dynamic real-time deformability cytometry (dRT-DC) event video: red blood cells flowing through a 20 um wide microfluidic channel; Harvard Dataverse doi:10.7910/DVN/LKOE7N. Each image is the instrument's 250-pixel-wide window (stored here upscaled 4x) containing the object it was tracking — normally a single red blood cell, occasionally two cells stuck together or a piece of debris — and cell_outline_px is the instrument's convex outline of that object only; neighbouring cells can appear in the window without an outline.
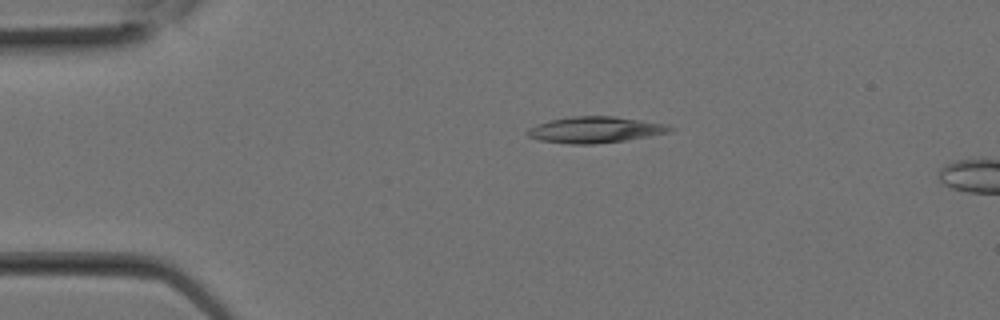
{"species": "Egyptian fruit bat (a non-hibernating species)", "species_latin": "Rousettus aegyptiacus", "temperature_condition": "room temperature", "stored_images_in_passage": 8, "camera_frame_rate_fps": 3000, "um_per_image_px": 0.085, "animal": {"sex": "female"}, "frame": {"image": 1, "passage_image": 6, "time_ms": 1.667, "image_size_px": [1000, 320], "cell_outline_px": [[676, 128], [668, 132], [648, 136], [624, 140], [592, 144], [568, 144], [540, 140], [528, 136], [524, 132], [528, 128], [536, 124], [552, 120], [572, 116], [616, 116], [668, 124]], "centroid_in_image_um": [50.58, 11.02], "position_along_channel_um": 34.4, "area_um2": 21.73}}